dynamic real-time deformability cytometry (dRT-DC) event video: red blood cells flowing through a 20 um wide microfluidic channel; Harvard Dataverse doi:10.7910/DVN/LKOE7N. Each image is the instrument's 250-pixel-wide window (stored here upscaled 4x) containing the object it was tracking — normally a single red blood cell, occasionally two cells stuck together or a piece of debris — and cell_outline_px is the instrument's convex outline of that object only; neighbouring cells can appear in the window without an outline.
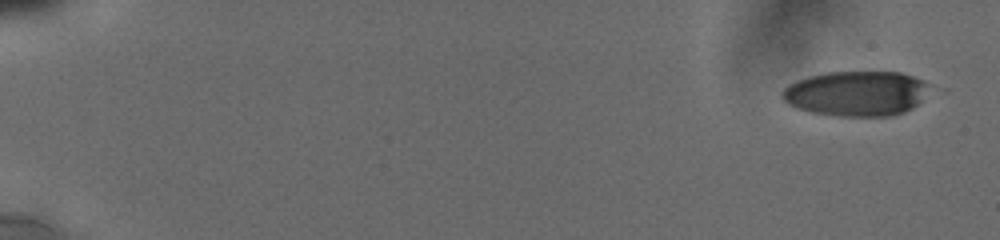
{"species": "human", "species_latin": "Homo sapiens", "temperature_condition": "cold", "stored_images_in_passage": 17, "camera_frame_rate_fps": 3000, "um_per_image_px": 0.085, "donor": {"sex": "male"}, "frame": {"image": 1, "passage_image": 1, "time_ms": 0.0, "image_size_px": [1000, 240], "cell_outline_px": [[928, 84], [920, 100], [912, 108], [904, 112], [892, 116], [836, 116], [812, 112], [796, 108], [788, 104], [780, 96], [780, 92], [788, 84], [796, 80], [808, 76], [828, 72], [900, 72], [924, 80]], "centroid_in_image_um": [72.71, 7.94], "position_along_channel_um": 12.3, "area_um2": 38.61}}
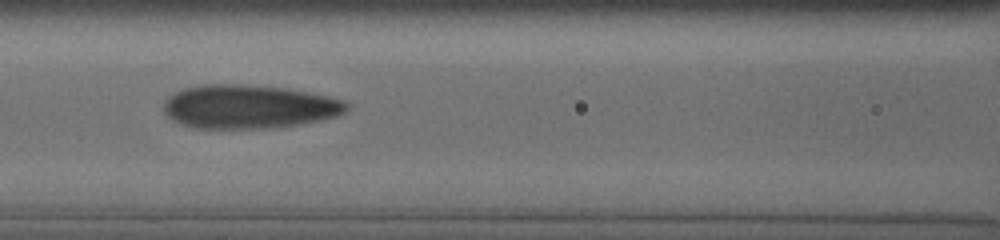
{"frame": {"image": 2, "passage_image": 13, "time_ms": 8.333, "image_size_px": [1000, 240], "cell_outline_px": [[348, 108], [344, 112], [336, 116], [320, 120], [300, 124], [268, 128], [192, 128], [172, 120], [164, 112], [164, 100], [168, 96], [184, 88], [200, 84], [240, 84], [284, 88], [328, 96], [344, 100], [348, 104]], "centroid_in_image_um": [21.12, 9.06], "position_along_channel_um": 145.5, "area_um2": 46.53}}
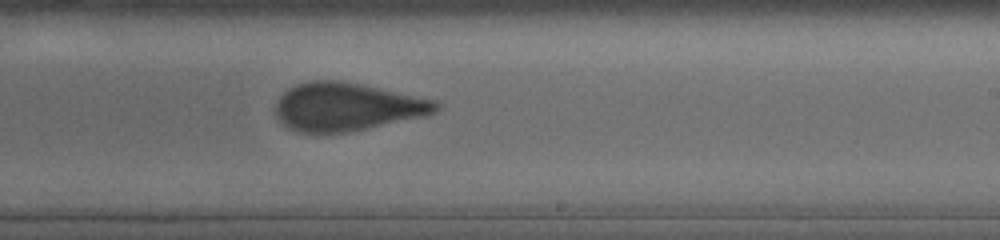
{"frame": {"image": 3, "passage_image": 17, "time_ms": 11.333, "image_size_px": [1000, 240], "cell_outline_px": [[440, 104], [432, 112], [416, 116], [348, 132], [296, 132], [288, 128], [276, 116], [276, 104], [280, 96], [288, 88], [296, 84], [312, 80], [336, 80], [360, 84], [432, 100]], "centroid_in_image_um": [29.33, 9.06], "position_along_channel_um": 259.7, "area_um2": 43.52}}